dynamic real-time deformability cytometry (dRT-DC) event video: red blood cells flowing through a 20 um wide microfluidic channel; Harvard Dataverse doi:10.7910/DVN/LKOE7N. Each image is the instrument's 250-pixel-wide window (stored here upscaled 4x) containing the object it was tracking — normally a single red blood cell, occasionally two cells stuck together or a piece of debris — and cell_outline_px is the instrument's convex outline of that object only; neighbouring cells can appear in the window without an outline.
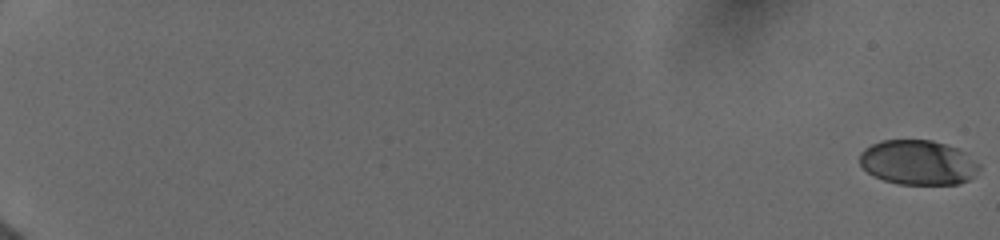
{"species": "human", "species_latin": "Homo sapiens", "temperature_condition": "cold", "stored_images_in_passage": 57, "camera_frame_rate_fps": 3000, "um_per_image_px": 0.085, "donor": {"sex": "female"}, "frame": {"image": 1, "passage_image": 1, "time_ms": 0.0, "image_size_px": [1000, 240], "cell_outline_px": [[980, 168], [968, 180], [960, 184], [900, 184], [884, 180], [872, 176], [860, 164], [860, 152], [864, 148], [880, 140], [932, 140], [956, 148], [964, 152], [980, 164]], "centroid_in_image_um": [78.01, 13.81], "position_along_channel_um": 7.0, "area_um2": 31.1}}
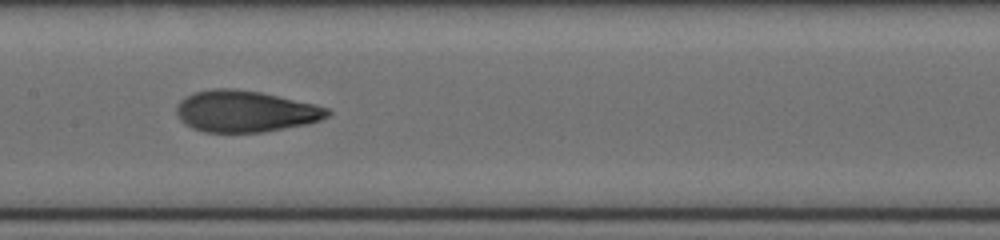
{"frame": {"image": 2, "passage_image": 33, "time_ms": 10.667, "image_size_px": [1000, 240], "cell_outline_px": [[332, 112], [328, 116], [320, 120], [304, 124], [260, 132], [204, 132], [192, 128], [184, 124], [176, 116], [176, 108], [180, 100], [192, 92], [212, 88], [236, 88], [260, 92], [316, 104], [328, 108]], "centroid_in_image_um": [20.8, 9.45], "position_along_channel_um": 186.6, "area_um2": 36.59}}
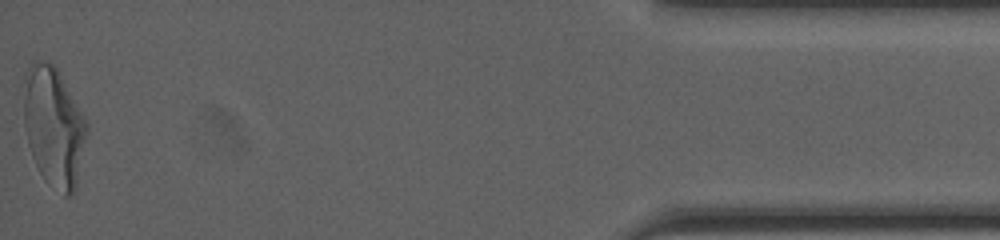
{"frame": {"image": 3, "passage_image": 57, "time_ms": 18.667, "image_size_px": [1000, 240], "cell_outline_px": [[88, 128], [76, 184], [72, 196], [64, 196], [48, 184], [44, 180], [32, 156], [28, 144], [24, 124], [24, 100], [28, 68], [32, 60], [36, 60], [52, 64], [56, 68], [88, 124]], "centroid_in_image_um": [4.56, 10.82], "position_along_channel_um": 430.6, "area_um2": 43.06}, "authors_computed_cell_mechanics": {"area_um2": 35.3736, "velocity_mm_per_s": 3.9291, "shape_relaxation_time_tau1_ms": 3.8125, "shape_relaxation_time_tau2_ms": 1.1015, "deformation_change_tau1": 0.1816, "deformation_change_tau2": 0.068}}